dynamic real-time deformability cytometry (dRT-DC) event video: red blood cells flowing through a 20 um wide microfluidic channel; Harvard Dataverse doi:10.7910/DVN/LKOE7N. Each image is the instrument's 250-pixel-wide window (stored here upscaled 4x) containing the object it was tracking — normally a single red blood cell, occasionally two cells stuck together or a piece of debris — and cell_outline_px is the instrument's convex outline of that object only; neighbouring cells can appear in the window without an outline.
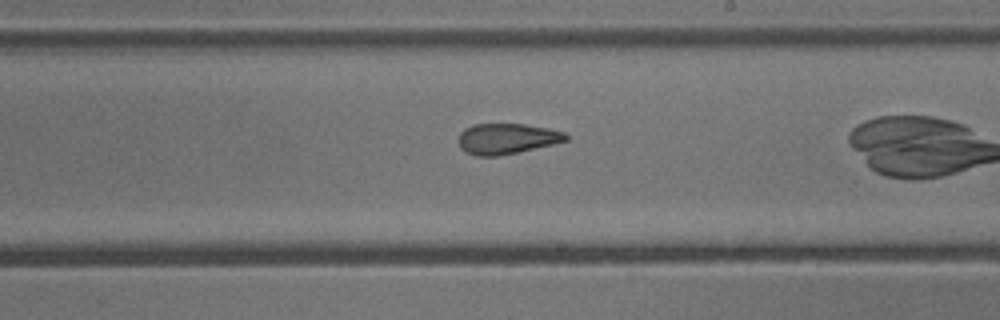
{"species": "common noctule bat (a hibernating species)", "species_latin": "Nyctalus noctula", "temperature_condition": "cold", "stored_images_in_passage": 39, "camera_frame_rate_fps": 3000, "um_per_image_px": 0.085, "animal": {"sex": "male", "body_mass_g": 13.3}, "frame": {"image": 1, "passage_image": 28, "time_ms": 9.0, "image_size_px": [1000, 320], "cell_outline_px": [[568, 140], [552, 144], [516, 152], [496, 156], [476, 156], [464, 152], [460, 148], [456, 140], [460, 132], [464, 128], [472, 124], [524, 124], [548, 128], [564, 132], [568, 136]], "centroid_in_image_um": [43.0, 11.78], "position_along_channel_um": 246.0, "area_um2": 19.25}}
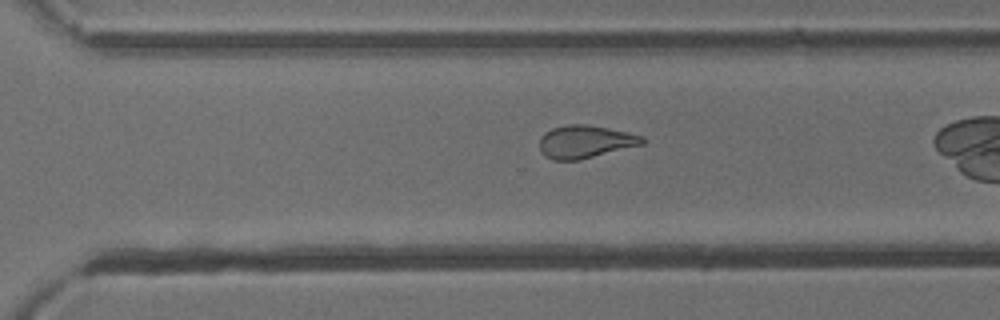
{"frame": {"image": 2, "passage_image": 34, "time_ms": 11.0, "image_size_px": [1000, 320], "cell_outline_px": [[644, 144], [576, 160], [552, 160], [540, 148], [540, 136], [544, 132], [552, 128], [568, 124], [584, 124], [608, 128], [628, 132], [644, 136]], "centroid_in_image_um": [49.75, 12.02], "position_along_channel_um": 320.9, "area_um2": 19.36}}